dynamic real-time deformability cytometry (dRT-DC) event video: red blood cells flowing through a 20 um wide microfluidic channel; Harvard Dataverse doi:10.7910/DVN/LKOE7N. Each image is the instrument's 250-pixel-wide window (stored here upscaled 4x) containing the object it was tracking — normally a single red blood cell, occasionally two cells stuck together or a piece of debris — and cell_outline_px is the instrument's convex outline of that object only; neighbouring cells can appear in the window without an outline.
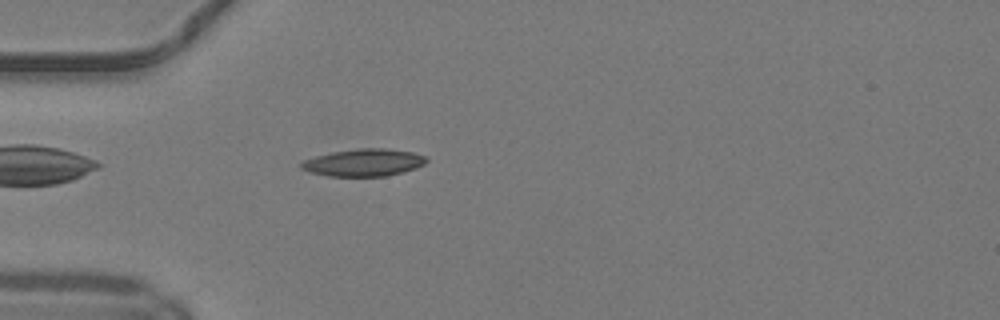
{"species": "common noctule bat (a hibernating species)", "species_latin": "Nyctalus noctula", "temperature_condition": "warm", "stored_images_in_passage": 39, "camera_frame_rate_fps": 3000, "um_per_image_px": 0.085, "animal": {"sex": "male", "body_mass_g": 19.2, "forearm_length_mm": 51.8}, "frame": {"image": 1, "passage_image": 4, "time_ms": 1.0, "image_size_px": [1000, 320], "cell_outline_px": [[428, 160], [424, 164], [416, 168], [404, 172], [388, 176], [328, 176], [312, 172], [300, 168], [300, 164], [304, 160], [316, 156], [332, 152], [356, 148], [384, 148], [412, 152], [428, 156]], "centroid_in_image_um": [30.96, 13.81], "position_along_channel_um": 54.0, "area_um2": 20.0}}
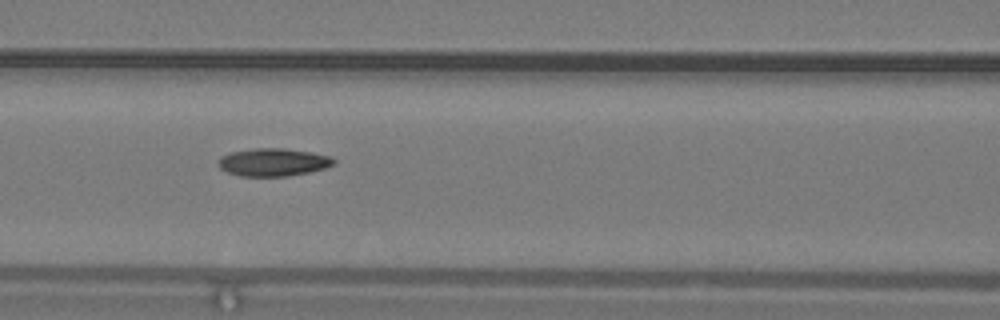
{"frame": {"image": 2, "passage_image": 11, "time_ms": 3.333, "image_size_px": [1000, 320], "cell_outline_px": [[336, 164], [324, 168], [308, 172], [288, 176], [240, 176], [228, 172], [220, 168], [216, 164], [220, 156], [232, 152], [252, 148], [284, 148], [332, 156], [336, 160]], "centroid_in_image_um": [23.21, 13.78], "position_along_channel_um": 143.4, "area_um2": 18.79}}
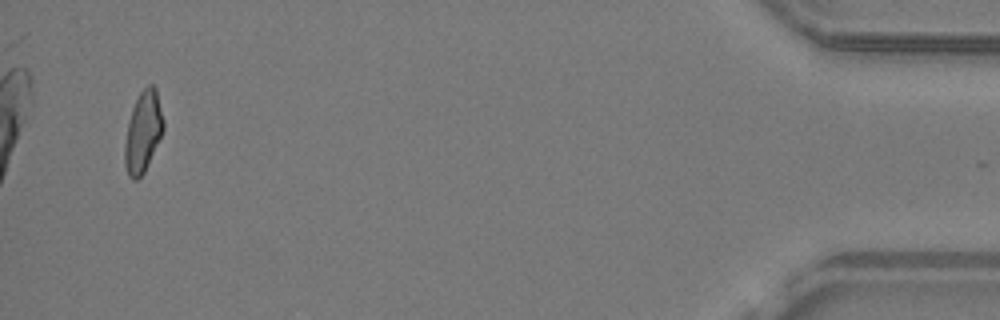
{"frame": {"image": 3, "passage_image": 37, "time_ms": 12.0, "image_size_px": [1000, 320], "cell_outline_px": [[164, 128], [144, 172], [136, 180], [132, 180], [128, 176], [124, 164], [124, 144], [128, 120], [132, 108], [140, 92], [148, 84], [152, 84], [156, 88], [164, 120]], "centroid_in_image_um": [12.14, 11.2], "position_along_channel_um": 423.1, "area_um2": 18.21}, "authors_computed_cell_mechanics": {"area_um2": 18.3226, "velocity_mm_per_s": 4.1882, "shape_relaxation_time_tau1_ms": null, "shape_relaxation_time_tau2_ms": 4.3593, "deformation_change_tau1": null, "deformation_change_tau2": 0.1278}}